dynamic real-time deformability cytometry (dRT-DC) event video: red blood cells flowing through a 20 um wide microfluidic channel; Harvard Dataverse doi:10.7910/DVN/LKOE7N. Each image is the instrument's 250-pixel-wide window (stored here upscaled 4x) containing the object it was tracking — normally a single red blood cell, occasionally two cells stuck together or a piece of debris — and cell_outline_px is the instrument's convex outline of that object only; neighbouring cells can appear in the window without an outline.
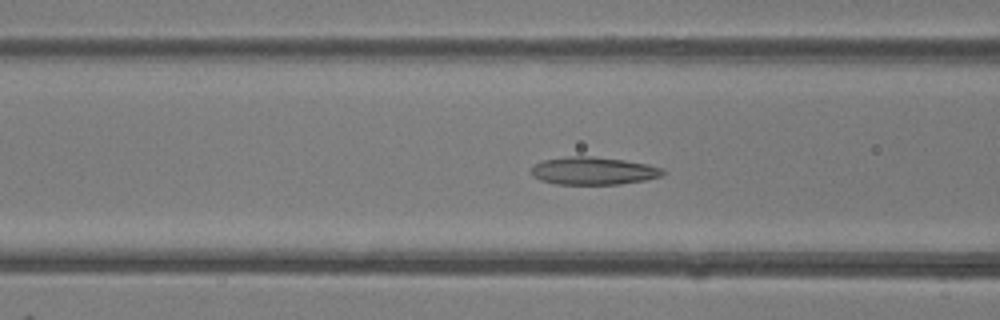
{"species": "common noctule bat (a hibernating species)", "species_latin": "Nyctalus noctula", "temperature_condition": "room temperature", "stored_images_in_passage": 47, "camera_frame_rate_fps": 3000, "um_per_image_px": 0.085, "animal": {"sex": "female"}, "frame": {"image": 1, "passage_image": 18, "time_ms": 5.667, "image_size_px": [1000, 320], "cell_outline_px": [[668, 172], [660, 176], [644, 180], [620, 184], [556, 184], [540, 180], [532, 176], [532, 168], [536, 164], [544, 160], [568, 156], [592, 156], [624, 160], [648, 164], [664, 168]], "centroid_in_image_um": [50.47, 14.52], "position_along_channel_um": 116.1, "area_um2": 21.27}}
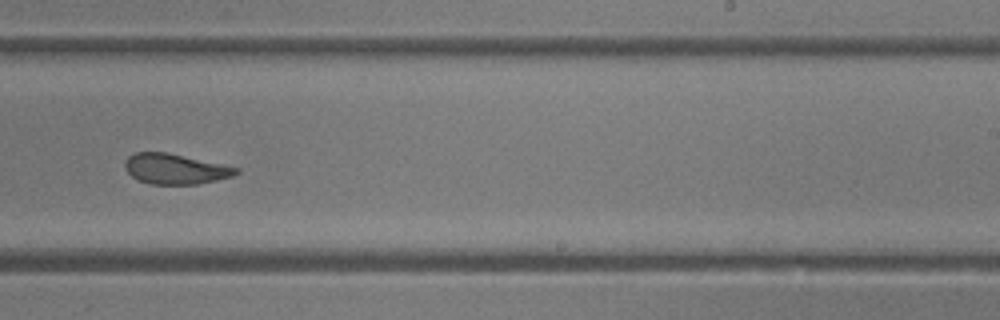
{"frame": {"image": 2, "passage_image": 29, "time_ms": 9.333, "image_size_px": [1000, 320], "cell_outline_px": [[240, 172], [232, 176], [216, 180], [196, 184], [148, 184], [136, 180], [124, 168], [124, 160], [132, 152], [168, 152], [240, 168]], "centroid_in_image_um": [14.85, 14.35], "position_along_channel_um": 274.1, "area_um2": 19.83}}
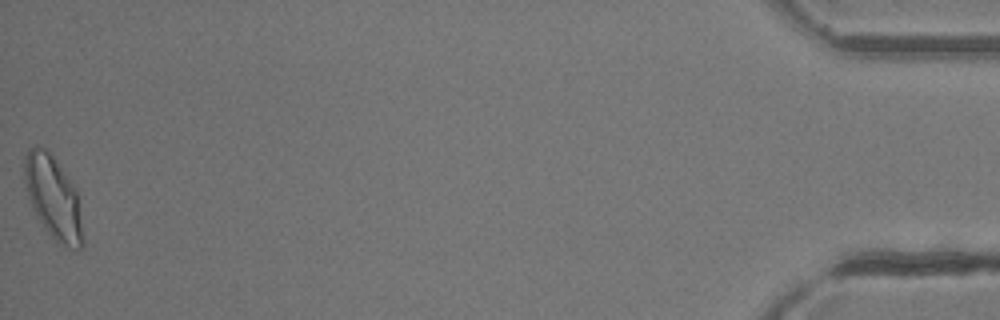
{"frame": {"image": 3, "passage_image": 47, "time_ms": 15.333, "image_size_px": [1000, 320], "cell_outline_px": [[84, 244], [80, 248], [72, 248], [56, 240], [44, 228], [36, 216], [24, 180], [24, 156], [28, 148], [36, 144], [44, 148], [56, 160], [76, 188], [84, 240]], "centroid_in_image_um": [4.52, 16.75], "position_along_channel_um": 430.7, "area_um2": 27.8}, "authors_computed_cell_mechanics": {"area_um2": 22.0796, "velocity_mm_per_s": 4.3107, "shape_relaxation_time_tau1_ms": 3.7109, "shape_relaxation_time_tau2_ms": 1.272, "deformation_change_tau1": 0.1607, "deformation_change_tau2": 0.0927}}